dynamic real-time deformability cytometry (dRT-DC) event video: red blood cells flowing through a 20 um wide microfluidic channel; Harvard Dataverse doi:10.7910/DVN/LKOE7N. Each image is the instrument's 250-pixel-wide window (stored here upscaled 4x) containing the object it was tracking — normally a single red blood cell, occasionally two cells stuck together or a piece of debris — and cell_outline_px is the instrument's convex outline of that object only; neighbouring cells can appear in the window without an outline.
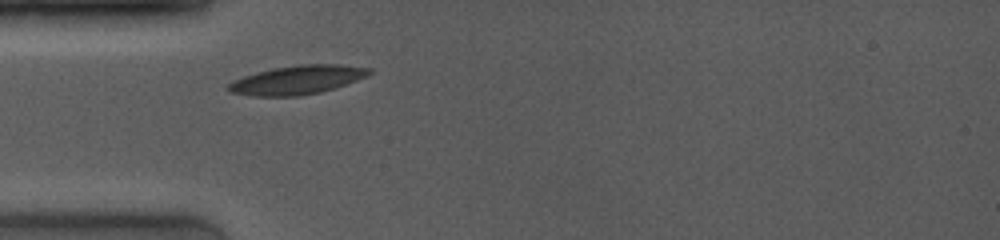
{"species": "common noctule bat (a hibernating species)", "species_latin": "Nyctalus noctula", "temperature_condition": "room temperature", "stored_images_in_passage": 4, "camera_frame_rate_fps": 4000, "um_per_image_px": 0.085, "animal": {"sex": "female", "body_mass_g": 19.0, "forearm_length_mm": 53.3}, "frame": {"image": 1, "passage_image": 1, "time_ms": 0.0, "image_size_px": [1000, 240], "cell_outline_px": [[372, 72], [368, 76], [320, 92], [300, 96], [252, 96], [232, 92], [228, 88], [228, 84], [244, 76], [272, 68], [300, 64], [340, 64], [372, 68]], "centroid_in_image_um": [25.31, 6.78], "position_along_channel_um": 59.7, "area_um2": 23.41}}